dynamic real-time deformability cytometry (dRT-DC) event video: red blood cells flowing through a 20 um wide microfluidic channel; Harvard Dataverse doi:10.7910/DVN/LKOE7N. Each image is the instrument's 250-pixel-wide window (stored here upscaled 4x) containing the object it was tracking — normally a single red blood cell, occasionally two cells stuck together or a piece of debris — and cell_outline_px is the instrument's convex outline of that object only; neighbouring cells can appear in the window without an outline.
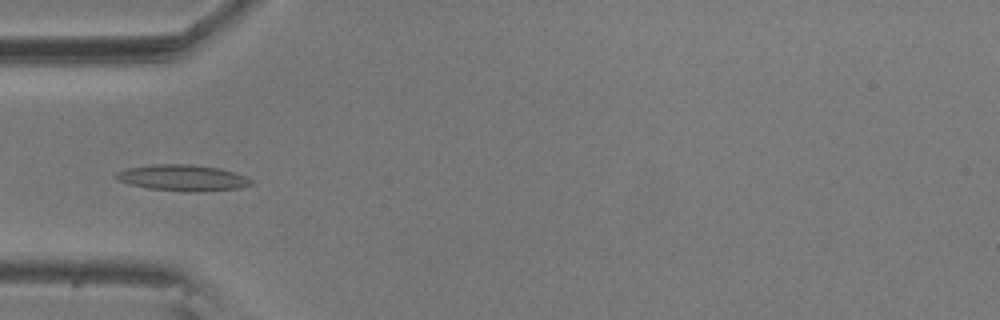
{"species": "common noctule bat (a hibernating species)", "species_latin": "Nyctalus noctula", "temperature_condition": "room temperature", "stored_images_in_passage": 11, "camera_frame_rate_fps": 3000, "um_per_image_px": 0.085, "animal": {"sex": "male", "body_mass_g": 20.5, "forearm_length_mm": 52.5}, "frame": {"image": 1, "passage_image": 5, "time_ms": 1.333, "image_size_px": [1000, 320], "cell_outline_px": [[256, 184], [240, 188], [196, 192], [188, 192], [148, 188], [128, 184], [116, 180], [112, 176], [116, 172], [128, 168], [152, 164], [192, 164], [220, 168], [236, 172], [252, 180]], "centroid_in_image_um": [15.53, 15.11], "position_along_channel_um": 69.5, "area_um2": 20.92}}
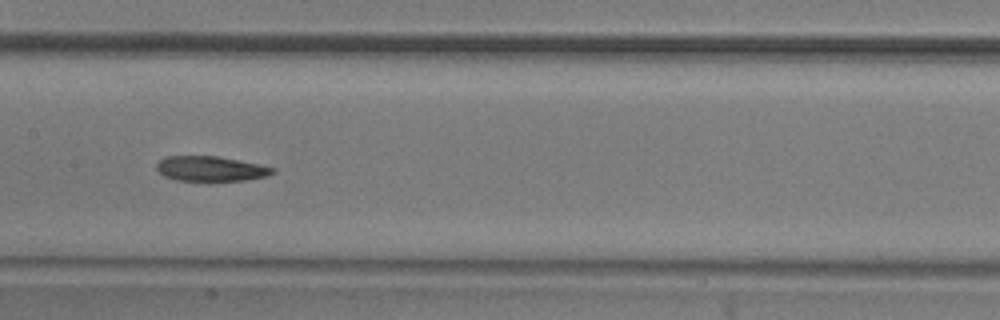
{"frame": {"image": 2, "passage_image": 8, "time_ms": 2.333, "image_size_px": [1000, 320], "cell_outline_px": [[276, 172], [268, 176], [244, 180], [208, 184], [176, 180], [164, 176], [156, 168], [156, 164], [160, 160], [168, 156], [216, 156], [260, 164], [276, 168]], "centroid_in_image_um": [17.94, 14.39], "position_along_channel_um": 189.5, "area_um2": 17.74}}
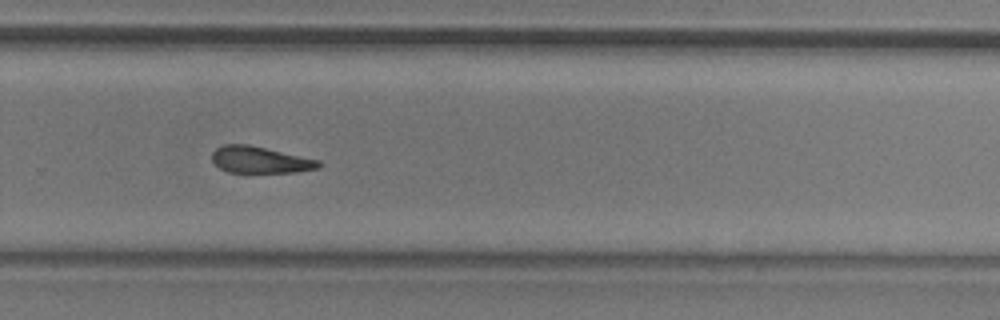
{"frame": {"image": 3, "passage_image": 11, "time_ms": 3.333, "image_size_px": [1000, 320], "cell_outline_px": [[324, 164], [320, 168], [296, 172], [228, 172], [220, 168], [212, 160], [212, 152], [220, 144], [248, 144], [320, 160]], "centroid_in_image_um": [22.13, 13.58], "position_along_channel_um": 307.7, "area_um2": 16.65}}